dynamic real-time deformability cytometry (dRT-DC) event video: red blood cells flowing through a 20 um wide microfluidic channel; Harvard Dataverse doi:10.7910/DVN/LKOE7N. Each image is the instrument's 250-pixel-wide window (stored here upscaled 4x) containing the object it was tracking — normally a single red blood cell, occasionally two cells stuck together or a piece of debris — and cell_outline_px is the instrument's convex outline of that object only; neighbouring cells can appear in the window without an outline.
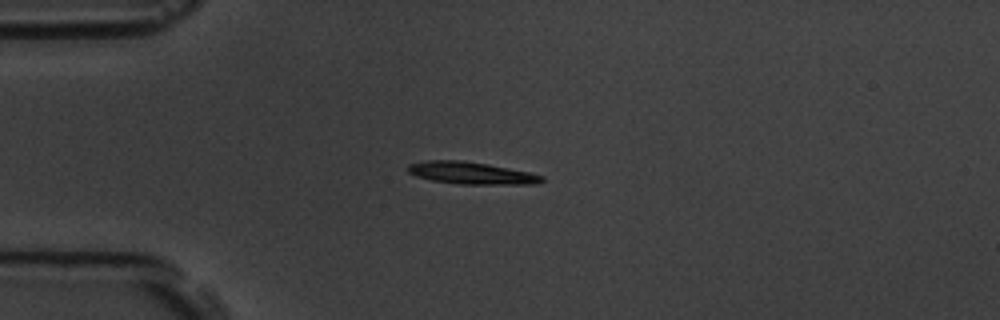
{"species": "common noctule bat (a hibernating species)", "species_latin": "Nyctalus noctula", "temperature_condition": "room temperature", "stored_images_in_passage": 9, "camera_frame_rate_fps": 3000, "um_per_image_px": 0.085, "animal": {"sex": "male", "body_mass_g": 19.5, "forearm_length_mm": 54.6}, "frame": {"image": 1, "passage_image": 3, "time_ms": 2.333, "image_size_px": [1000, 320], "cell_outline_px": [[544, 180], [536, 184], [460, 184], [432, 180], [416, 176], [408, 172], [408, 164], [428, 160], [464, 160], [488, 164], [528, 172], [544, 176]], "centroid_in_image_um": [40.05, 14.7], "position_along_channel_um": 44.9, "area_um2": 17.22}}
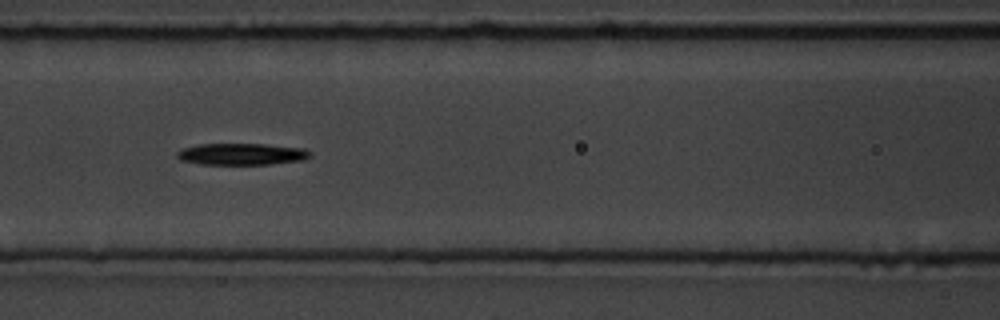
{"frame": {"image": 2, "passage_image": 6, "time_ms": 5.667, "image_size_px": [1000, 320], "cell_outline_px": [[312, 156], [304, 160], [272, 164], [200, 164], [180, 160], [176, 156], [176, 152], [180, 148], [196, 144], [264, 144], [304, 148]], "centroid_in_image_um": [20.49, 13.09], "position_along_channel_um": 146.1, "area_um2": 16.94}}
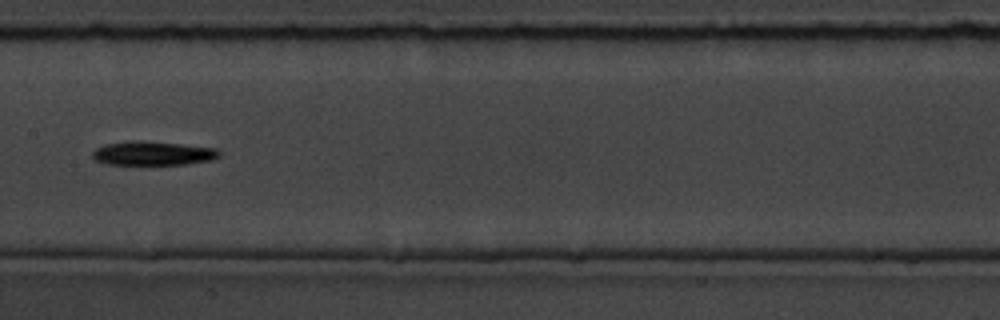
{"frame": {"image": 3, "passage_image": 7, "time_ms": 7.0, "image_size_px": [1000, 320], "cell_outline_px": [[220, 156], [212, 160], [188, 164], [104, 164], [96, 160], [92, 156], [92, 152], [96, 148], [104, 144], [132, 140], [136, 140], [180, 144], [216, 148], [220, 152]], "centroid_in_image_um": [12.98, 13.03], "position_along_channel_um": 194.4, "area_um2": 17.69}}